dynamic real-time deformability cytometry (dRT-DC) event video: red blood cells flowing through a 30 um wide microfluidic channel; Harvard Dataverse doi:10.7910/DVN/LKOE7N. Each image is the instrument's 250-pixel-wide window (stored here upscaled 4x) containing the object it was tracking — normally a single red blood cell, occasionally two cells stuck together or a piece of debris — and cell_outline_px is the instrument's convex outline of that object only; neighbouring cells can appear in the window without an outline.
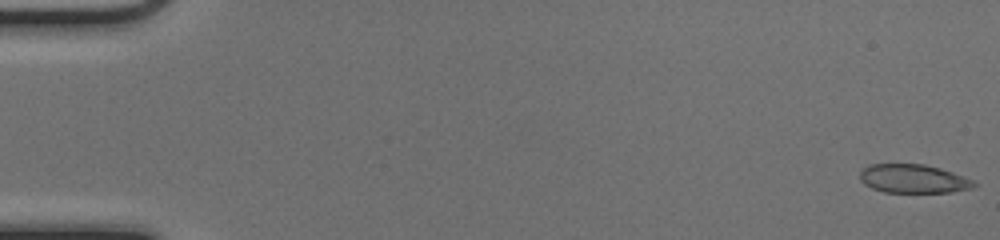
{"species": "common noctule bat (a hibernating species)", "species_latin": "Nyctalus noctula", "temperature_condition": "cold", "stored_images_in_passage": 51, "camera_frame_rate_fps": 3000, "um_per_image_px": 0.085, "animal": {"sex": "female", "body_mass_g": 17.0, "forearm_length_mm": 48.0}, "frame": {"image": 1, "passage_image": 1, "time_ms": 0.0, "image_size_px": [1000, 240], "cell_outline_px": [[980, 184], [972, 188], [952, 192], [884, 192], [872, 188], [864, 184], [860, 180], [860, 172], [868, 164], [924, 164], [940, 168], [964, 176]], "centroid_in_image_um": [77.65, 15.19], "position_along_channel_um": 7.4, "area_um2": 19.13}}
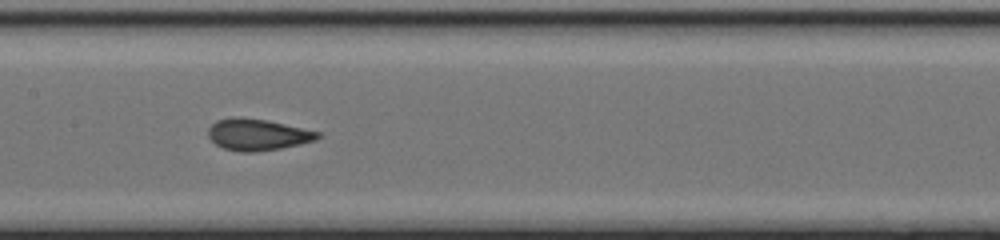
{"frame": {"image": 2, "passage_image": 26, "time_ms": 8.333, "image_size_px": [1000, 240], "cell_outline_px": [[324, 136], [316, 140], [300, 144], [280, 148], [252, 152], [240, 152], [224, 148], [216, 144], [208, 136], [208, 128], [216, 120], [236, 116], [268, 120], [320, 132]], "centroid_in_image_um": [21.91, 11.43], "position_along_channel_um": 185.5, "area_um2": 20.17}}
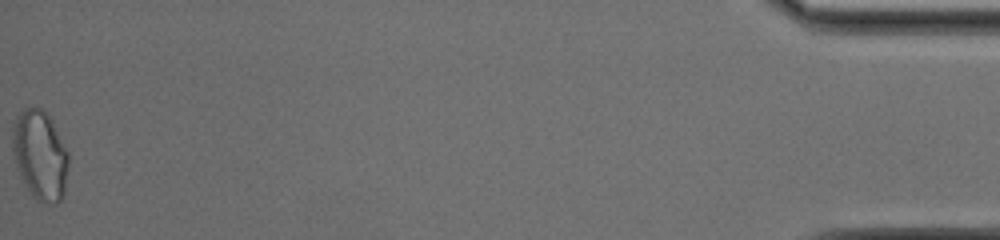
{"frame": {"image": 3, "passage_image": 51, "time_ms": 16.667, "image_size_px": [1000, 240], "cell_outline_px": [[68, 168], [64, 196], [56, 204], [44, 204], [36, 200], [32, 196], [24, 184], [16, 168], [12, 152], [12, 128], [16, 116], [24, 108], [40, 108], [52, 120], [68, 152]], "centroid_in_image_um": [3.39, 13.23], "position_along_channel_um": 431.8, "area_um2": 29.59}, "authors_computed_cell_mechanics": {"area_um2": 20.1722, "velocity_mm_per_s": 4.1406, "shape_relaxation_time_tau1_ms": null, "shape_relaxation_time_tau2_ms": 0.9389, "deformation_change_tau1": null, "deformation_change_tau2": 0.0602}}